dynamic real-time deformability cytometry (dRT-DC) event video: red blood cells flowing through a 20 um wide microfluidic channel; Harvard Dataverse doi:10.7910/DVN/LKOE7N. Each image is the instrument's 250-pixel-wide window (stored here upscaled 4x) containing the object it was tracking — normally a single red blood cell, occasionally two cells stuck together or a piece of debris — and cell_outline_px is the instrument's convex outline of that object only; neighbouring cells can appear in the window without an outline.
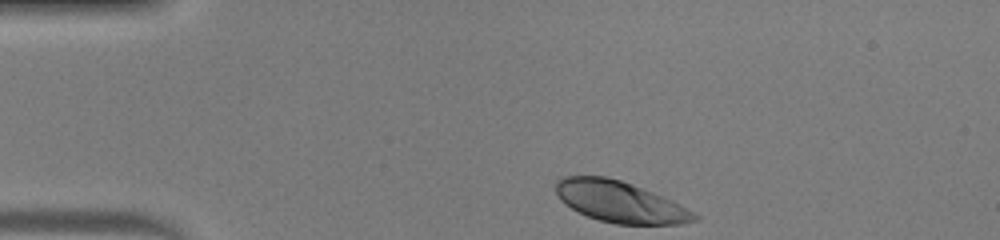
{"species": "human", "species_latin": "Homo sapiens", "temperature_condition": "warm", "stored_images_in_passage": 33, "camera_frame_rate_fps": 3000, "um_per_image_px": 0.085, "donor": {"sex": "male"}, "frame": {"image": 1, "passage_image": 1, "time_ms": 0.0, "image_size_px": [1000, 240], "cell_outline_px": [[700, 220], [680, 224], [616, 224], [600, 220], [588, 216], [572, 208], [560, 200], [556, 192], [556, 180], [564, 176], [608, 176], [632, 184], [672, 200], [680, 204], [700, 216]], "centroid_in_image_um": [52.72, 17.15], "position_along_channel_um": 32.3, "area_um2": 33.12}}
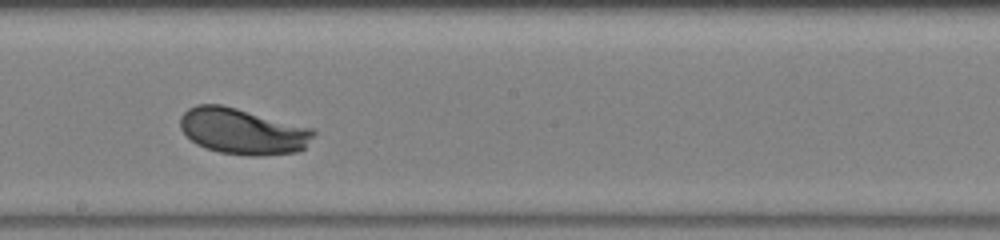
{"frame": {"image": 2, "passage_image": 19, "time_ms": 6.0, "image_size_px": [1000, 240], "cell_outline_px": [[316, 132], [304, 148], [296, 152], [260, 156], [248, 156], [220, 152], [196, 144], [180, 128], [180, 116], [188, 108], [196, 104], [220, 104], [316, 128]], "centroid_in_image_um": [20.65, 11.15], "position_along_channel_um": 227.5, "area_um2": 35.84}}
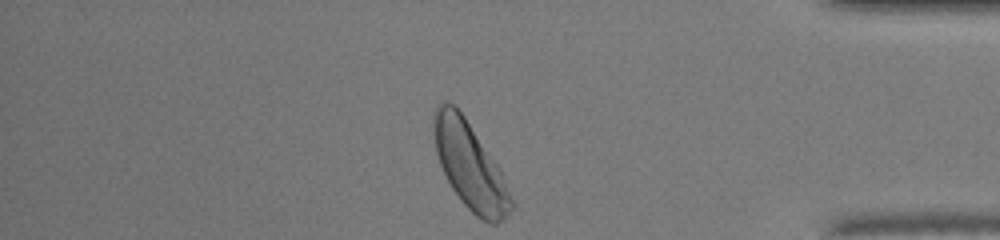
{"frame": {"image": 3, "passage_image": 33, "time_ms": 10.667, "image_size_px": [1000, 240], "cell_outline_px": [[516, 204], [504, 220], [496, 224], [492, 224], [476, 216], [460, 200], [452, 188], [440, 164], [436, 152], [432, 132], [432, 112], [444, 100], [452, 104], [464, 116], [496, 164]], "centroid_in_image_um": [39.93, 14.11], "position_along_channel_um": 395.3, "area_um2": 38.73}, "authors_computed_cell_mechanics": {"area_um2": 35.2002, "velocity_mm_per_s": 4.2094, "shape_relaxation_time_tau1_ms": 1.2468, "shape_relaxation_time_tau2_ms": null, "deformation_change_tau1": 0.1082, "deformation_change_tau2": null}}